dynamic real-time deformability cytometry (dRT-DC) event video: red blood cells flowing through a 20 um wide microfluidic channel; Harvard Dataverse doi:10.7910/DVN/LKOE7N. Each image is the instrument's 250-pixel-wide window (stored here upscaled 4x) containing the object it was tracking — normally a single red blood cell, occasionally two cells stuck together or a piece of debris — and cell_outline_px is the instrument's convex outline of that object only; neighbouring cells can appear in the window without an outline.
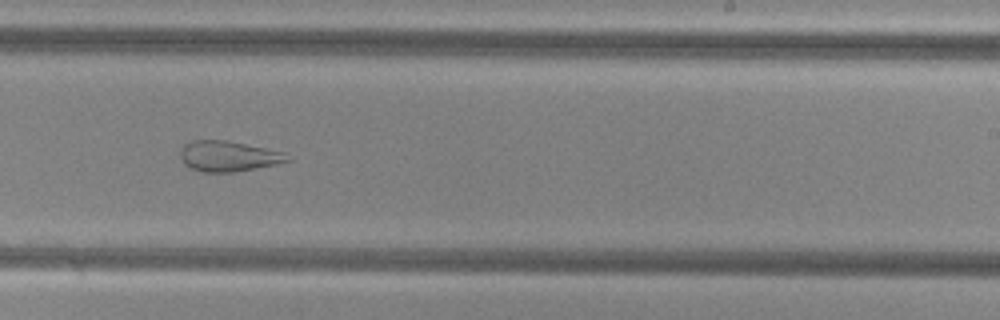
{"species": "common noctule bat (a hibernating species)", "species_latin": "Nyctalus noctula", "temperature_condition": "cold", "stored_images_in_passage": 54, "camera_frame_rate_fps": 3000, "um_per_image_px": 0.085, "animal": {"sex": "female", "body_mass_g": 29.2, "forearm_length_mm": 56.3}, "frame": {"image": 1, "passage_image": 34, "time_ms": 11.0, "image_size_px": [1000, 320], "cell_outline_px": [[292, 160], [276, 164], [236, 172], [204, 172], [192, 168], [184, 164], [180, 156], [180, 152], [184, 144], [192, 140], [224, 140], [284, 152]], "centroid_in_image_um": [19.4, 13.28], "position_along_channel_um": 269.6, "area_um2": 18.84}}
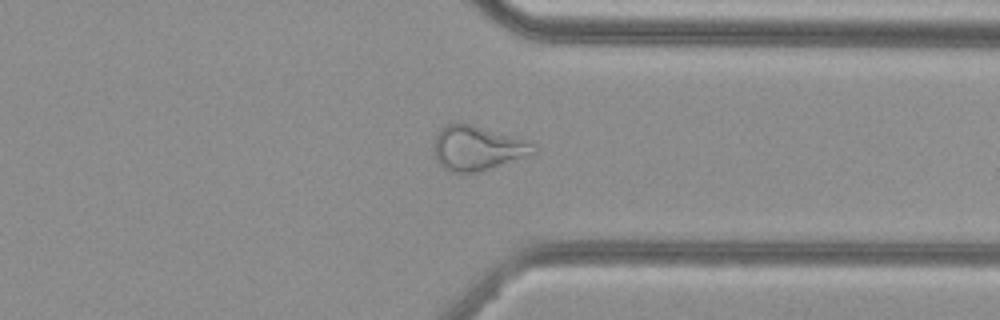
{"frame": {"image": 2, "passage_image": 42, "time_ms": 13.667, "image_size_px": [1000, 320], "cell_outline_px": [[540, 148], [536, 152], [480, 172], [452, 172], [444, 168], [436, 160], [432, 148], [436, 136], [440, 128], [448, 124], [460, 120], [536, 144]], "centroid_in_image_um": [40.53, 12.57], "position_along_channel_um": 370.9, "area_um2": 25.95}}
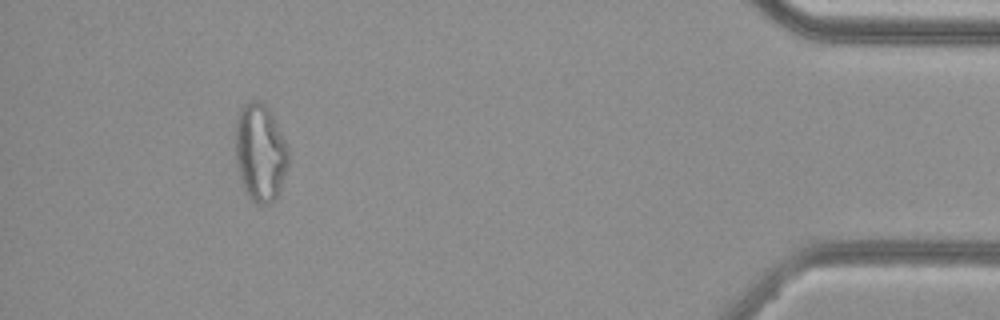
{"frame": {"image": 3, "passage_image": 50, "time_ms": 16.333, "image_size_px": [1000, 320], "cell_outline_px": [[288, 164], [280, 188], [276, 196], [272, 200], [264, 204], [260, 204], [252, 200], [248, 196], [244, 188], [240, 176], [236, 160], [236, 124], [240, 112], [244, 104], [248, 100], [260, 100], [268, 108], [288, 148]], "centroid_in_image_um": [22.11, 12.95], "position_along_channel_um": 413.1, "area_um2": 29.42}, "authors_computed_cell_mechanics": {"area_um2": 28.9867, "velocity_mm_per_s": 3.8214, "shape_relaxation_time_tau1_ms": null, "shape_relaxation_time_tau2_ms": 1.4943, "deformation_change_tau1": null, "deformation_change_tau2": 0.0973}}